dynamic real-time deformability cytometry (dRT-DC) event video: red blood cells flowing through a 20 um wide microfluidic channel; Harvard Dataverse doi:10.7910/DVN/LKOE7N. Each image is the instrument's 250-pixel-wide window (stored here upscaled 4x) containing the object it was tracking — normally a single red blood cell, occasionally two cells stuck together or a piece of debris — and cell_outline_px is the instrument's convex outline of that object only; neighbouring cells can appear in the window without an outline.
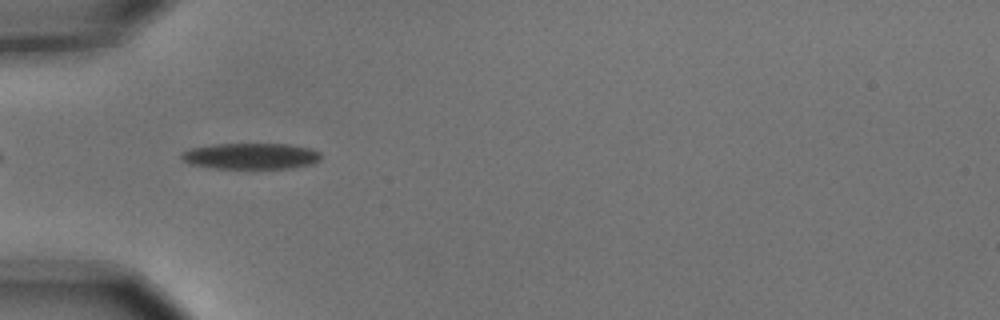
{"species": "common noctule bat (a hibernating species)", "species_latin": "Nyctalus noctula", "temperature_condition": "cold", "stored_images_in_passage": 7, "camera_frame_rate_fps": 3000, "um_per_image_px": 0.085, "animal": {"sex": "male", "body_mass_g": 15.6}, "frame": {"image": 1, "passage_image": 6, "time_ms": 1.667, "image_size_px": [1000, 320], "cell_outline_px": [[320, 160], [312, 164], [292, 168], [252, 172], [212, 168], [188, 164], [180, 156], [184, 152], [192, 148], [212, 144], [288, 144], [312, 148], [320, 152]], "centroid_in_image_um": [21.35, 13.32], "position_along_channel_um": 63.6, "area_um2": 22.37}}
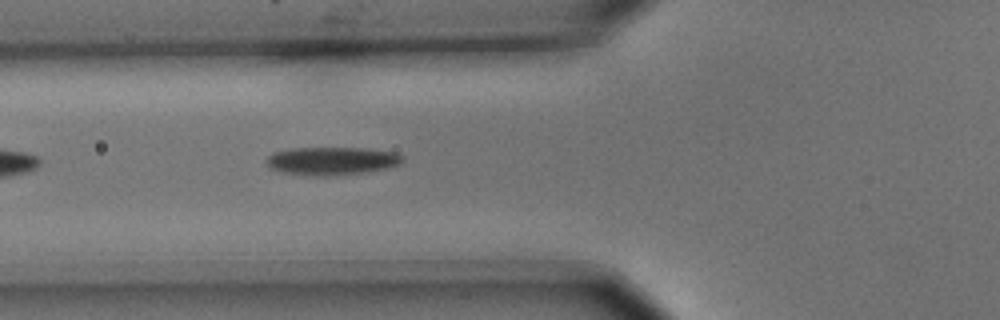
{"frame": {"image": 2, "passage_image": 7, "time_ms": 2.0, "image_size_px": [1000, 320], "cell_outline_px": [[404, 160], [400, 164], [392, 168], [364, 172], [328, 176], [316, 176], [284, 172], [272, 168], [264, 160], [272, 152], [292, 148], [364, 148], [396, 152], [404, 156]], "centroid_in_image_um": [28.26, 13.67], "position_along_channel_um": 97.5, "area_um2": 22.37}}